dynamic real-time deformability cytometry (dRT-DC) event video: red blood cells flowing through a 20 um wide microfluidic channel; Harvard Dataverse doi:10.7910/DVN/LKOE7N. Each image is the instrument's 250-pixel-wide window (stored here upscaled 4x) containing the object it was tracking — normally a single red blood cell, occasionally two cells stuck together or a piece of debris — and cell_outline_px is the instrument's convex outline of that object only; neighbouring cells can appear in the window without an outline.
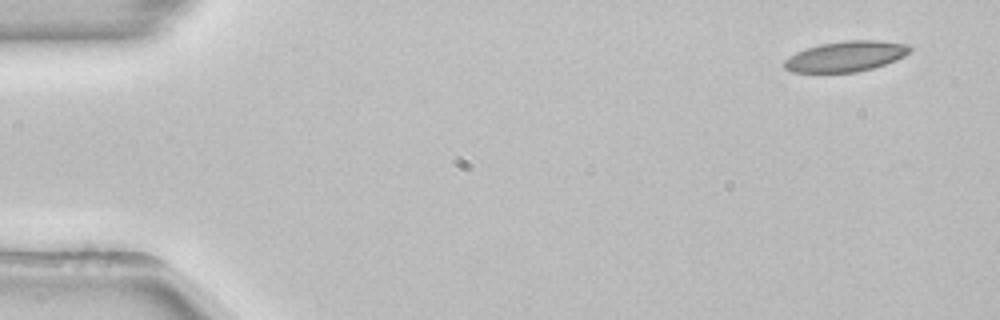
{"species": "common noctule bat (a hibernating species)", "species_latin": "Nyctalus noctula", "temperature_condition": "room temperature", "stored_images_in_passage": 51, "camera_frame_rate_fps": 3000, "um_per_image_px": 0.085, "animal": {"sex": "female", "body_mass_g": 22.7, "forearm_length_mm": 54.2}, "frame": {"image": 1, "passage_image": 1, "time_ms": 0.0, "image_size_px": [1000, 320], "cell_outline_px": [[912, 48], [904, 56], [896, 60], [872, 68], [856, 72], [792, 72], [784, 68], [784, 60], [788, 56], [804, 48], [820, 44], [844, 40], [880, 40], [908, 44]], "centroid_in_image_um": [71.87, 4.78], "position_along_channel_um": 13.1, "area_um2": 22.37}}
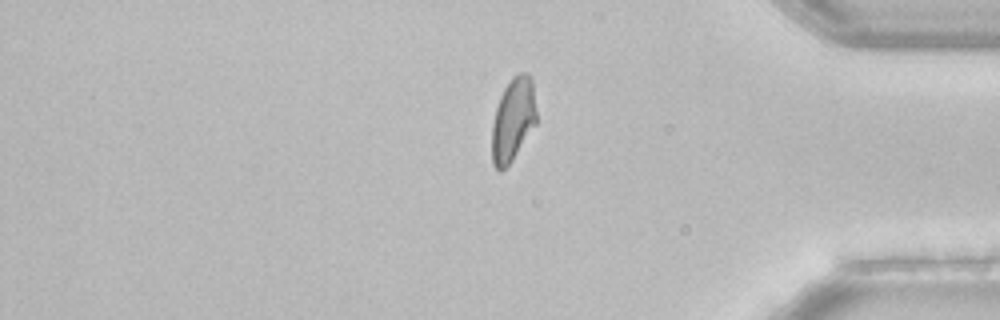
{"frame": {"image": 2, "passage_image": 42, "time_ms": 13.667, "image_size_px": [1000, 320], "cell_outline_px": [[536, 124], [512, 160], [504, 168], [496, 168], [492, 164], [492, 124], [496, 108], [500, 96], [504, 88], [512, 76], [520, 72], [528, 72], [532, 80], [536, 112]], "centroid_in_image_um": [43.61, 10.12], "position_along_channel_um": 391.6, "area_um2": 21.5}}
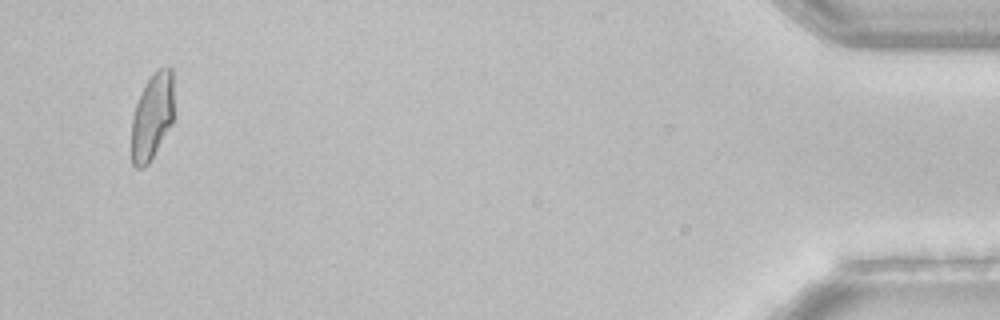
{"frame": {"image": 3, "passage_image": 49, "time_ms": 16.0, "image_size_px": [1000, 320], "cell_outline_px": [[172, 124], [148, 164], [144, 168], [136, 168], [132, 164], [132, 116], [140, 92], [148, 80], [160, 68], [172, 68]], "centroid_in_image_um": [12.91, 9.95], "position_along_channel_um": 422.3, "area_um2": 20.98}, "authors_computed_cell_mechanics": {"area_um2": 22.0796, "velocity_mm_per_s": 3.8588, "shape_relaxation_time_tau1_ms": 10.812, "shape_relaxation_time_tau2_ms": 1.8108, "deformation_change_tau1": 0.2356, "deformation_change_tau2": 0.0699}}